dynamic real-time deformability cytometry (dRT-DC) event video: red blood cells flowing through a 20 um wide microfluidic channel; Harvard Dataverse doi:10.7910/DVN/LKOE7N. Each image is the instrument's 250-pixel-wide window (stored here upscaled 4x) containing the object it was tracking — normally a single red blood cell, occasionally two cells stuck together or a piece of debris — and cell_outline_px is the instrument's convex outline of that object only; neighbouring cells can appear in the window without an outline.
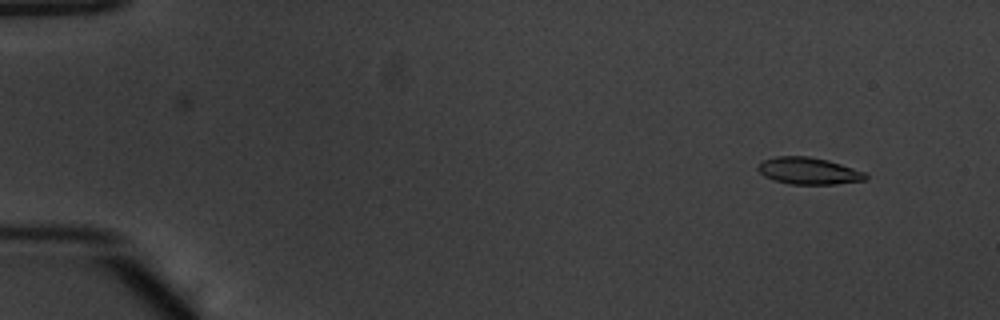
{"species": "common noctule bat (a hibernating species)", "species_latin": "Nyctalus noctula", "temperature_condition": "warm", "stored_images_in_passage": 54, "camera_frame_rate_fps": 3000, "um_per_image_px": 0.085, "animal": {"sex": "male", "body_mass_g": 20.1, "forearm_length_mm": 53.5}, "frame": {"image": 1, "passage_image": 5, "time_ms": 1.333, "image_size_px": [1000, 320], "cell_outline_px": [[868, 176], [864, 180], [836, 184], [788, 184], [772, 180], [764, 176], [756, 168], [764, 160], [776, 156], [808, 156], [828, 160], [864, 172]], "centroid_in_image_um": [68.7, 14.53], "position_along_channel_um": 16.3, "area_um2": 16.76}}
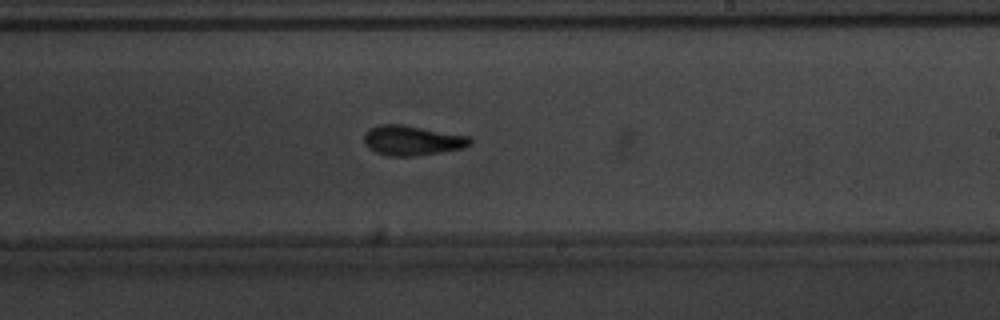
{"frame": {"image": 2, "passage_image": 33, "time_ms": 10.667, "image_size_px": [1000, 320], "cell_outline_px": [[472, 144], [464, 148], [440, 152], [412, 156], [388, 156], [376, 152], [368, 148], [364, 144], [364, 132], [368, 128], [380, 124], [404, 124], [468, 136], [472, 140]], "centroid_in_image_um": [35.0, 11.93], "position_along_channel_um": 254.0, "area_um2": 18.61}}
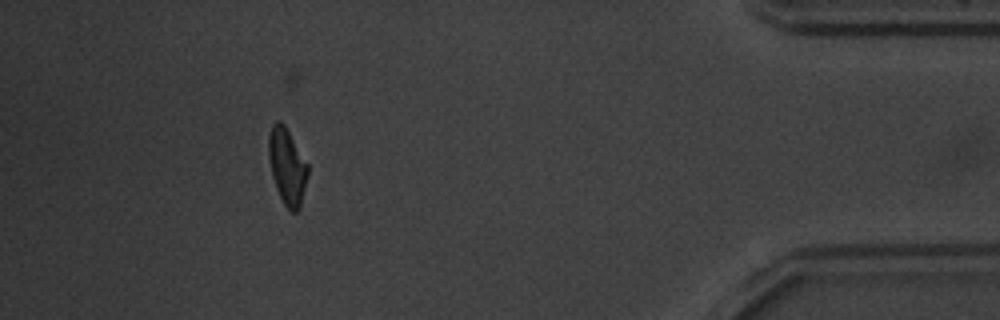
{"frame": {"image": 3, "passage_image": 49, "time_ms": 16.0, "image_size_px": [1000, 320], "cell_outline_px": [[308, 176], [300, 208], [296, 212], [292, 212], [284, 204], [276, 188], [272, 176], [268, 156], [268, 136], [272, 124], [276, 120], [280, 120], [284, 124], [308, 164]], "centroid_in_image_um": [24.4, 14.13], "position_along_channel_um": 410.8, "area_um2": 17.46}, "authors_computed_cell_mechanics": {"area_um2": 17.4556, "velocity_mm_per_s": 3.8574, "shape_relaxation_time_tau1_ms": 2.1529, "shape_relaxation_time_tau2_ms": 1.8846, "deformation_change_tau1": 0.1627, "deformation_change_tau2": 0.1009}}